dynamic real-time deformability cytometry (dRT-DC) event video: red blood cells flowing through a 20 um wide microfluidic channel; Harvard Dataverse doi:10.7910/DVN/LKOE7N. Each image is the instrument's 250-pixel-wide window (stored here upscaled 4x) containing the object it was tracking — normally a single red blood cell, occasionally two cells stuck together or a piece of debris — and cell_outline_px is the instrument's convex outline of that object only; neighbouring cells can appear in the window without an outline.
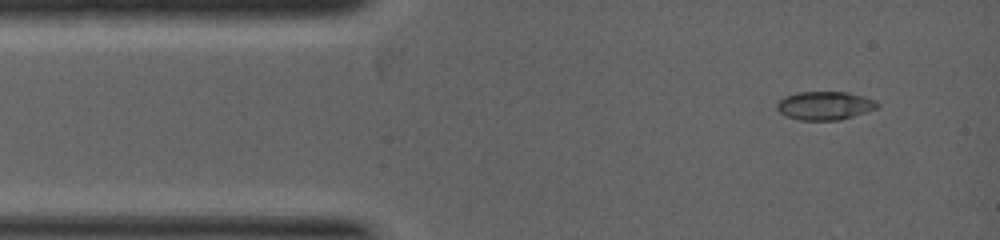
{"species": "common noctule bat (a hibernating species)", "species_latin": "Nyctalus noctula", "temperature_condition": "warm", "stored_images_in_passage": 5, "camera_frame_rate_fps": 5000, "um_per_image_px": 0.085, "animal": {"sex": "female", "body_mass_g": 19.0, "forearm_length_mm": 53.3}, "frame": {"image": 1, "passage_image": 1, "time_ms": 0.0, "image_size_px": [1000, 240], "cell_outline_px": [[880, 104], [876, 108], [840, 120], [800, 120], [784, 116], [776, 108], [776, 104], [784, 96], [796, 92], [848, 92], [864, 96], [876, 100]], "centroid_in_image_um": [70.08, 8.97], "position_along_channel_um": 14.9, "area_um2": 16.7}}
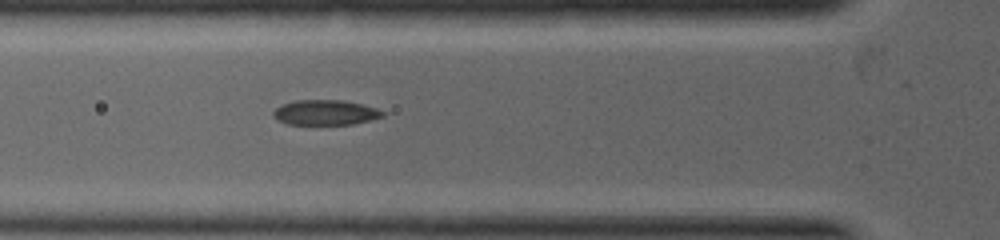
{"frame": {"image": 2, "passage_image": 5, "time_ms": 1.8, "image_size_px": [1000, 240], "cell_outline_px": [[384, 116], [352, 124], [288, 124], [276, 120], [272, 116], [272, 112], [280, 104], [296, 100], [344, 100], [376, 108], [384, 112]], "centroid_in_image_um": [27.59, 9.56], "position_along_channel_um": 98.2, "area_um2": 15.95}}